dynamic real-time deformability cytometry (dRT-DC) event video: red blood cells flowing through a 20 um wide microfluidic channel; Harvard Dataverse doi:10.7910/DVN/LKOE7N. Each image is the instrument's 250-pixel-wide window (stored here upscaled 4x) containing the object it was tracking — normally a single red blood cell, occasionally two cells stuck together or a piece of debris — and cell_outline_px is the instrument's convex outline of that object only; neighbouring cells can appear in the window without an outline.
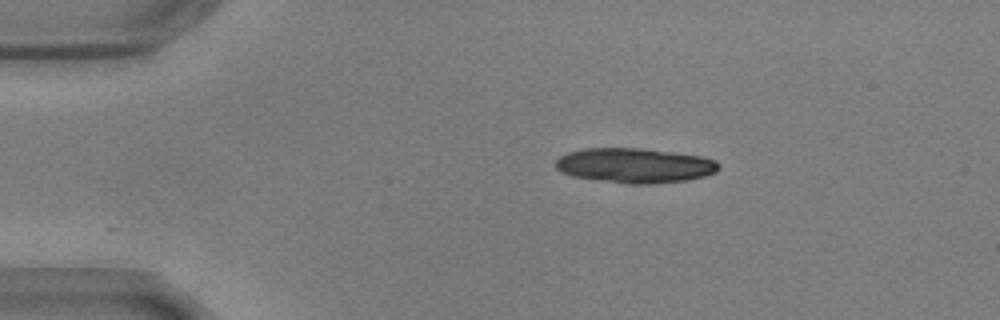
{"species": "common noctule bat (a hibernating species)", "species_latin": "Nyctalus noctula", "temperature_condition": "warm", "stored_images_in_passage": 45, "camera_frame_rate_fps": 3000, "um_per_image_px": 0.085, "animal": {"sex": "male", "body_mass_g": 17.9, "forearm_length_mm": 54.2}, "frame": {"image": 1, "passage_image": 1, "time_ms": 0.0, "image_size_px": [1000, 320], "cell_outline_px": [[720, 168], [716, 172], [704, 176], [688, 180], [652, 184], [628, 184], [572, 176], [560, 172], [556, 168], [556, 160], [560, 156], [568, 152], [584, 148], [640, 148], [704, 156], [716, 160], [720, 164]], "centroid_in_image_um": [53.98, 14.06], "position_along_channel_um": 31.0, "area_um2": 33.29}}
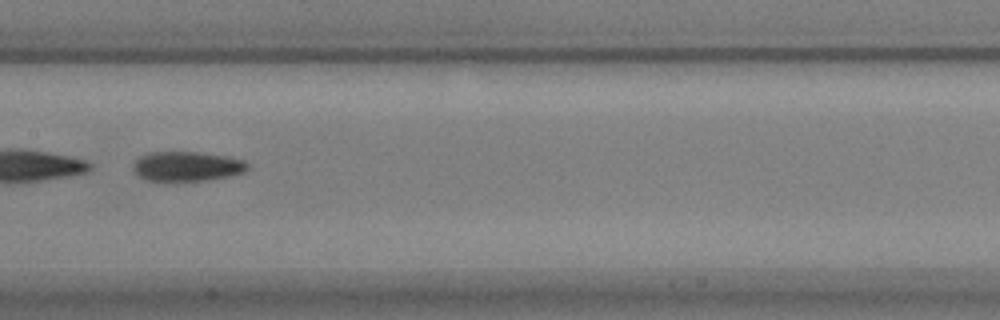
{"frame": {"image": 2, "passage_image": 19, "time_ms": 6.0, "image_size_px": [1000, 320], "cell_outline_px": [[248, 168], [244, 172], [228, 176], [204, 180], [168, 184], [144, 180], [132, 168], [132, 164], [140, 156], [148, 152], [200, 152], [228, 156], [244, 160], [248, 164]], "centroid_in_image_um": [15.83, 14.17], "position_along_channel_um": 191.6, "area_um2": 20.52}}
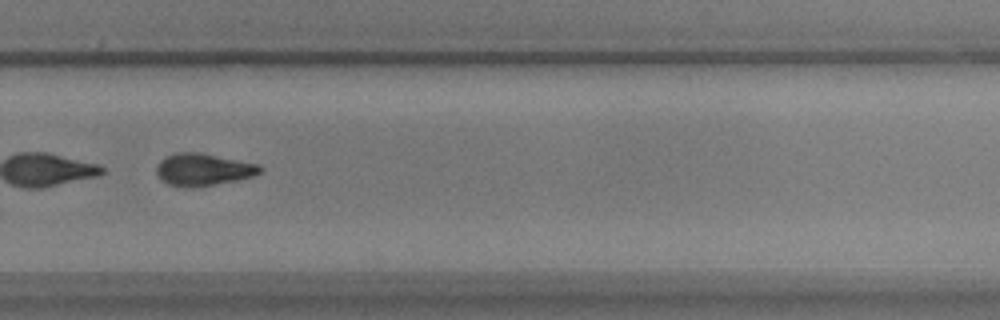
{"frame": {"image": 3, "passage_image": 29, "time_ms": 9.333, "image_size_px": [1000, 320], "cell_outline_px": [[264, 168], [256, 176], [236, 180], [212, 184], [168, 184], [160, 180], [156, 172], [156, 168], [160, 160], [176, 152], [196, 152], [260, 164]], "centroid_in_image_um": [17.32, 14.37], "position_along_channel_um": 312.5, "area_um2": 18.73}, "authors_computed_cell_mechanics": {"area_um2": 20.5768, "velocity_mm_per_s": 3.6377, "shape_relaxation_time_tau1_ms": 1.0907, "shape_relaxation_time_tau2_ms": 10.0659, "deformation_change_tau1": 0.3013, "deformation_change_tau2": 0.1819}}